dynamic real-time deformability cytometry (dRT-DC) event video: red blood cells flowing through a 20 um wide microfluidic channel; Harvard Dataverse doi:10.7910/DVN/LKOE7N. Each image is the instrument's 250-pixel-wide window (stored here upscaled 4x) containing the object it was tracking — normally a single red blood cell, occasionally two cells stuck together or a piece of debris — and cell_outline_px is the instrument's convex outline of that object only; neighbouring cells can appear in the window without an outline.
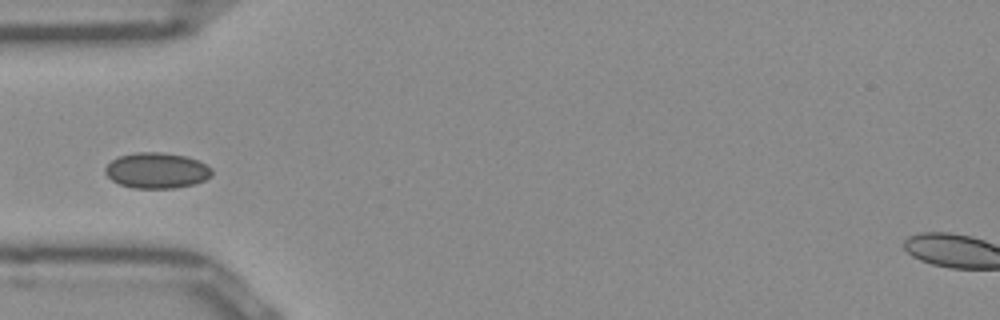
{"species": "Egyptian fruit bat (a non-hibernating species)", "species_latin": "Rousettus aegyptiacus", "temperature_condition": "room temperature", "stored_images_in_passage": 37, "camera_frame_rate_fps": 3000, "um_per_image_px": 0.085, "frame": {"image": 1, "passage_image": 1, "time_ms": 0.0, "image_size_px": [1000, 320], "cell_outline_px": [[212, 176], [196, 184], [176, 188], [132, 188], [120, 184], [112, 180], [104, 172], [104, 168], [112, 160], [120, 156], [136, 152], [160, 152], [184, 156], [196, 160], [212, 168]], "centroid_in_image_um": [13.32, 14.5], "position_along_channel_um": 71.7, "area_um2": 22.14}}
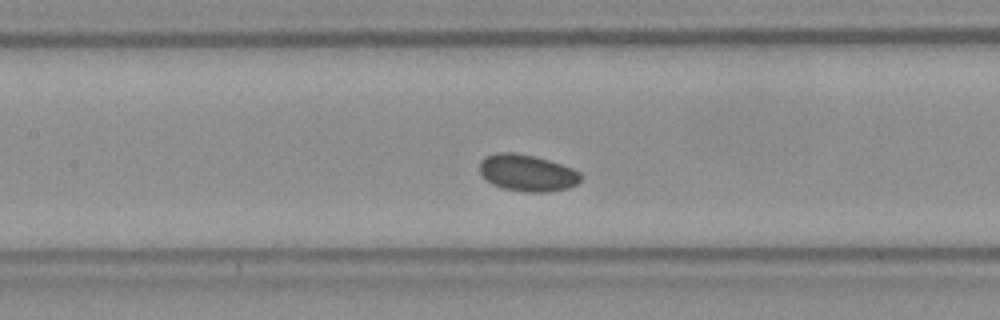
{"frame": {"image": 2, "passage_image": 8, "time_ms": 2.333, "image_size_px": [1000, 320], "cell_outline_px": [[580, 180], [576, 184], [568, 188], [548, 192], [524, 192], [504, 188], [492, 184], [480, 172], [480, 160], [484, 156], [496, 152], [512, 152], [532, 156], [548, 160], [572, 168], [580, 172]], "centroid_in_image_um": [44.8, 14.69], "position_along_channel_um": 162.6, "area_um2": 21.5}}
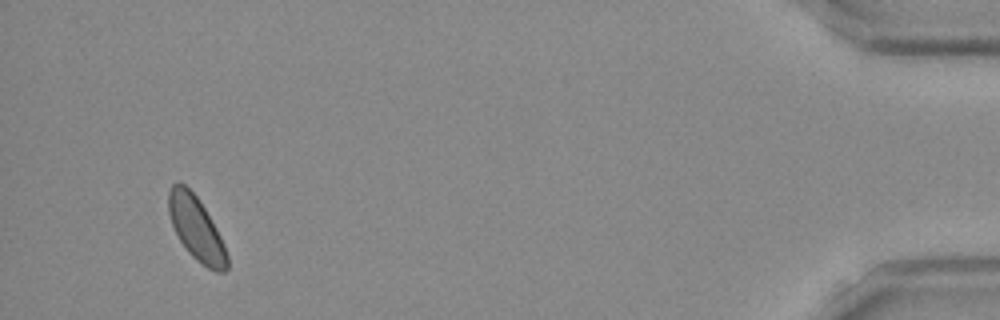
{"frame": {"image": 3, "passage_image": 34, "time_ms": 11.0, "image_size_px": [1000, 320], "cell_outline_px": [[228, 268], [224, 272], [216, 272], [208, 268], [196, 260], [188, 252], [180, 240], [172, 224], [168, 212], [168, 192], [172, 184], [176, 180], [184, 184], [196, 196], [204, 208], [216, 228], [224, 244], [228, 256]], "centroid_in_image_um": [16.67, 19.42], "position_along_channel_um": 418.5, "area_um2": 21.62}}